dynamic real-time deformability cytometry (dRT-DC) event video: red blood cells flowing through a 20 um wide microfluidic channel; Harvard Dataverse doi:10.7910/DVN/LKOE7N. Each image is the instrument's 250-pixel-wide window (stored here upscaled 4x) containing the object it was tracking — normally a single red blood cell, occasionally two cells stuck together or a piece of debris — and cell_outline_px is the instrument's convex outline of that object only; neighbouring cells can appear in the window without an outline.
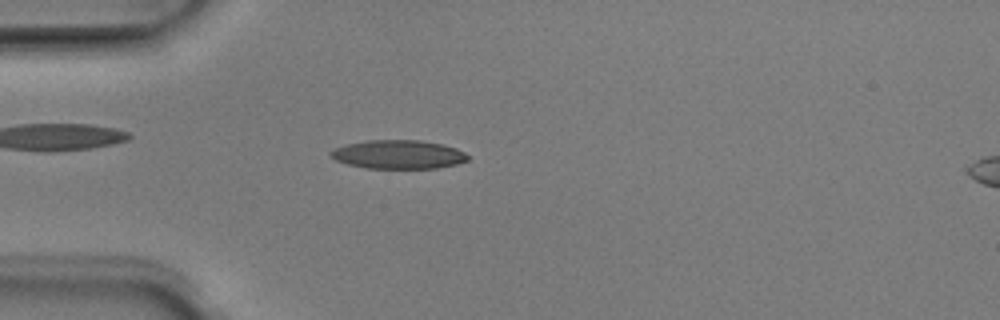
{"species": "Egyptian fruit bat (a non-hibernating species)", "species_latin": "Rousettus aegyptiacus", "temperature_condition": "room temperature", "stored_images_in_passage": 44, "camera_frame_rate_fps": 3000, "um_per_image_px": 0.085, "animal": {"sex": "male"}, "frame": {"image": 1, "passage_image": 13, "time_ms": 4.0, "image_size_px": [1000, 320], "cell_outline_px": [[468, 160], [456, 164], [436, 168], [364, 168], [348, 164], [336, 160], [328, 156], [328, 152], [332, 148], [344, 144], [368, 140], [420, 140], [444, 144], [456, 148], [464, 152], [468, 156]], "centroid_in_image_um": [33.8, 13.12], "position_along_channel_um": 51.2, "area_um2": 23.18}}
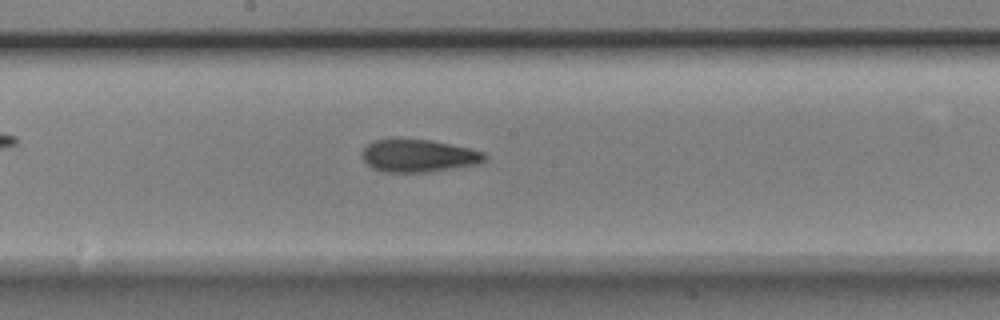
{"frame": {"image": 2, "passage_image": 26, "time_ms": 8.333, "image_size_px": [1000, 320], "cell_outline_px": [[484, 160], [480, 164], [428, 172], [384, 172], [372, 168], [364, 164], [360, 156], [364, 148], [372, 140], [392, 136], [400, 136], [432, 140], [468, 148], [484, 152]], "centroid_in_image_um": [35.46, 13.2], "position_along_channel_um": 212.7, "area_um2": 24.22}}
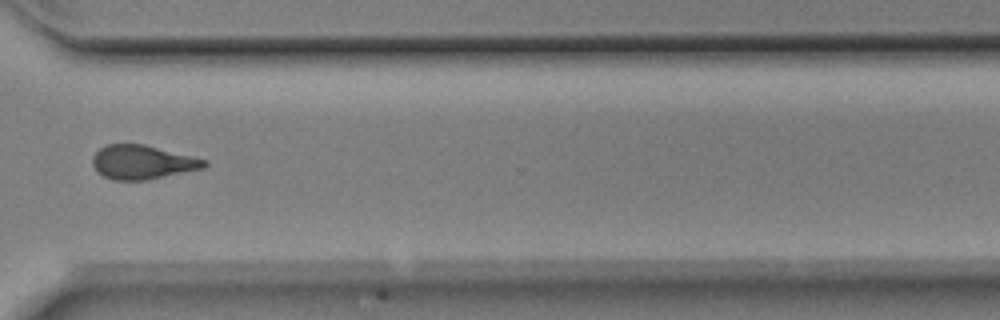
{"frame": {"image": 3, "passage_image": 37, "time_ms": 12.0, "image_size_px": [1000, 320], "cell_outline_px": [[208, 164], [204, 168], [144, 180], [112, 180], [96, 172], [92, 164], [92, 156], [104, 144], [144, 144], [208, 160]], "centroid_in_image_um": [12.07, 13.78], "position_along_channel_um": 358.5, "area_um2": 22.14}, "authors_computed_cell_mechanics": {"area_um2": 22.5131, "velocity_mm_per_s": 3.9736, "shape_relaxation_time_tau1_ms": 7.4416, "shape_relaxation_time_tau2_ms": 3.8773, "deformation_change_tau1": 0.2043, "deformation_change_tau2": 0.1199}}